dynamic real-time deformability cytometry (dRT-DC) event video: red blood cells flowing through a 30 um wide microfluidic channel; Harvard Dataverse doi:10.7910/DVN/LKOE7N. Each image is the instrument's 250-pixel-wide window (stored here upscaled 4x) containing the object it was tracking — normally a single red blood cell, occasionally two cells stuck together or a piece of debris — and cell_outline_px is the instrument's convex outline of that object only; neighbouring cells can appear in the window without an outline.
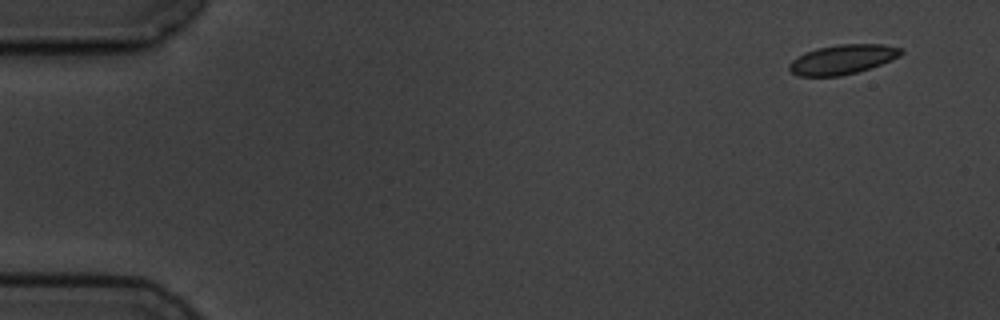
{"species": "common noctule bat (a hibernating species)", "species_latin": "Nyctalus noctula", "temperature_condition": "cold", "stored_images_in_passage": 3, "camera_frame_rate_fps": 3000, "um_per_image_px": 0.085, "animal": {"sex": "male", "body_mass_g": 19.5, "forearm_length_mm": 54.6}, "frame": {"image": 1, "passage_image": 1, "time_ms": 0.0, "image_size_px": [1000, 320], "cell_outline_px": [[904, 52], [900, 56], [880, 64], [856, 72], [840, 76], [796, 76], [788, 68], [788, 64], [792, 60], [804, 52], [816, 48], [840, 44], [884, 44], [900, 48]], "centroid_in_image_um": [71.58, 5.04], "position_along_channel_um": 13.4, "area_um2": 19.19}}